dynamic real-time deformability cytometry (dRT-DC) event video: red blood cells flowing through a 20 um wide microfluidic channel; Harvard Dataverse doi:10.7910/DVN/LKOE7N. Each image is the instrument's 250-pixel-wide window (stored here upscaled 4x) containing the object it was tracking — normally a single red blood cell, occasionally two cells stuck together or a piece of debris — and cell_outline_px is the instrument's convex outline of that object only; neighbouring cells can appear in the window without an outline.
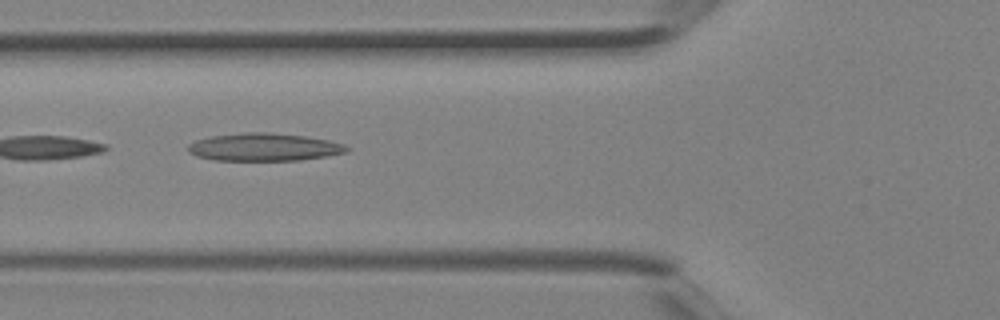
{"species": "Egyptian fruit bat (a non-hibernating species)", "species_latin": "Rousettus aegyptiacus", "temperature_condition": "room temperature", "stored_images_in_passage": 3, "camera_frame_rate_fps": 3000, "um_per_image_px": 0.085, "animal": {"sex": "female"}, "frame": {"image": 1, "passage_image": 3, "time_ms": 0.667, "image_size_px": [1000, 320], "cell_outline_px": [[348, 148], [344, 152], [324, 156], [300, 160], [216, 160], [196, 156], [188, 152], [188, 144], [196, 140], [212, 136], [244, 132], [268, 132], [304, 136], [328, 140], [344, 144]], "centroid_in_image_um": [22.39, 12.5], "position_along_channel_um": 103.4, "area_um2": 25.37}}